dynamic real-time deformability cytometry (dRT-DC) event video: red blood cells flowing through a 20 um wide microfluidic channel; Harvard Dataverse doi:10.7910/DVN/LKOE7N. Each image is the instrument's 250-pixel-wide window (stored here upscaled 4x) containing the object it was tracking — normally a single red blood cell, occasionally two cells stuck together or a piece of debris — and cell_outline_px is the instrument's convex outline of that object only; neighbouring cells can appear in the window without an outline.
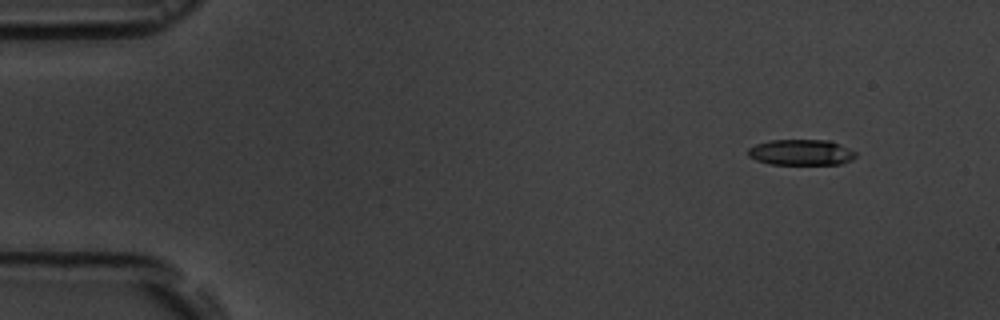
{"species": "common noctule bat (a hibernating species)", "species_latin": "Nyctalus noctula", "temperature_condition": "room temperature", "stored_images_in_passage": 4, "camera_frame_rate_fps": 3000, "um_per_image_px": 0.085, "animal": {"sex": "male", "body_mass_g": 19.5, "forearm_length_mm": 54.6}, "frame": {"image": 1, "passage_image": 1, "time_ms": 0.0, "image_size_px": [1000, 320], "cell_outline_px": [[856, 156], [852, 160], [840, 164], [768, 164], [756, 160], [748, 156], [748, 148], [756, 144], [768, 140], [828, 140], [856, 152]], "centroid_in_image_um": [68.06, 12.95], "position_along_channel_um": 16.9, "area_um2": 16.13}}